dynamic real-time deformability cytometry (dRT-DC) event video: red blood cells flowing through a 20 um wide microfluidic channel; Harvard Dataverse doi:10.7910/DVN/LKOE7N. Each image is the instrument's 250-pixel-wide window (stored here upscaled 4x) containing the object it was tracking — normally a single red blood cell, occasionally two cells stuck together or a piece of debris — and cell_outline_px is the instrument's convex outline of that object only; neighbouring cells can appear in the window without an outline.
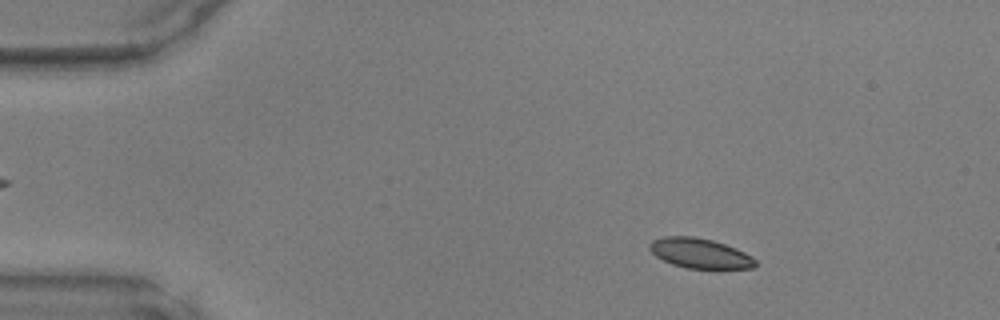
{"species": "common noctule bat (a hibernating species)", "species_latin": "Nyctalus noctula", "temperature_condition": "warm", "stored_images_in_passage": 48, "camera_frame_rate_fps": 3000, "um_per_image_px": 0.085, "animal": {"sex": "male", "body_mass_g": 17.9, "forearm_length_mm": 54.2}, "frame": {"image": 1, "passage_image": 7, "time_ms": 2.0, "image_size_px": [1000, 320], "cell_outline_px": [[756, 264], [752, 268], [688, 268], [672, 264], [656, 256], [648, 248], [648, 244], [652, 240], [664, 236], [692, 236], [712, 240], [736, 248], [752, 256], [756, 260]], "centroid_in_image_um": [59.47, 21.52], "position_along_channel_um": 25.5, "area_um2": 18.32}}
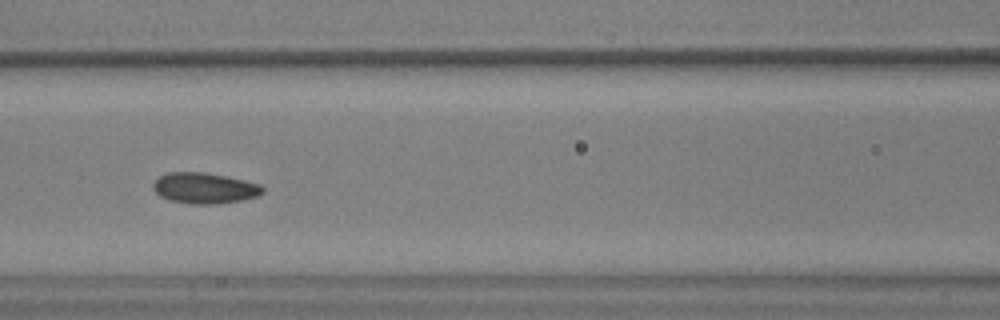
{"frame": {"image": 2, "passage_image": 21, "time_ms": 6.667, "image_size_px": [1000, 320], "cell_outline_px": [[264, 192], [256, 196], [240, 200], [212, 204], [188, 204], [168, 200], [160, 196], [152, 188], [152, 184], [160, 176], [168, 172], [204, 172], [244, 180], [260, 184], [264, 188]], "centroid_in_image_um": [17.35, 15.99], "position_along_channel_um": 149.3, "area_um2": 19.59}}
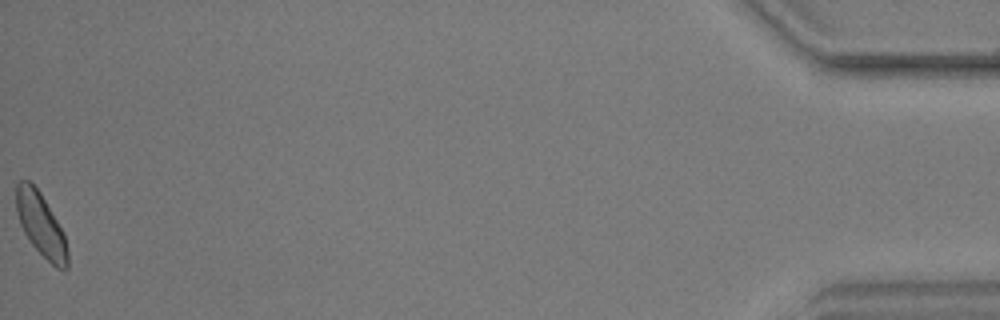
{"frame": {"image": 3, "passage_image": 48, "time_ms": 15.667, "image_size_px": [1000, 320], "cell_outline_px": [[68, 268], [56, 268], [28, 240], [20, 224], [16, 212], [16, 184], [20, 180], [28, 180], [40, 192], [64, 232], [68, 252]], "centroid_in_image_um": [3.47, 19.09], "position_along_channel_um": 431.7, "area_um2": 18.79}}